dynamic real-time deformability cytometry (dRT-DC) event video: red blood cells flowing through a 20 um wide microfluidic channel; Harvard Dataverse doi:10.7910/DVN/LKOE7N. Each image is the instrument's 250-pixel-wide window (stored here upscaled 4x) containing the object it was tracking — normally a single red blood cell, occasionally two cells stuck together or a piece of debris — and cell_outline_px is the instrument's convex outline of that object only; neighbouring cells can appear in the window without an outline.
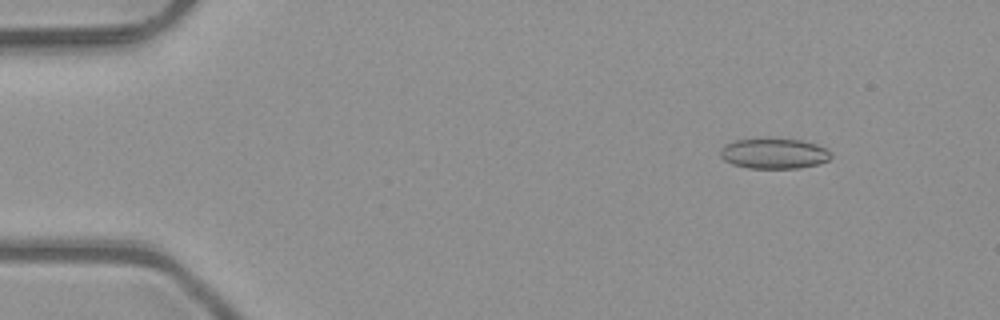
{"species": "common noctule bat (a hibernating species)", "species_latin": "Nyctalus noctula", "temperature_condition": "room temperature", "stored_images_in_passage": 6, "camera_frame_rate_fps": 3000, "um_per_image_px": 0.085, "animal": {"sex": "male", "body_mass_g": 23.1, "forearm_length_mm": 52.7}, "frame": {"image": 1, "passage_image": 2, "time_ms": 0.333, "image_size_px": [1000, 320], "cell_outline_px": [[832, 156], [828, 160], [820, 164], [800, 168], [748, 168], [732, 164], [724, 160], [720, 156], [720, 148], [724, 144], [736, 140], [768, 136], [800, 140], [816, 144], [824, 148]], "centroid_in_image_um": [65.74, 13.02], "position_along_channel_um": 19.3, "area_um2": 20.17}}
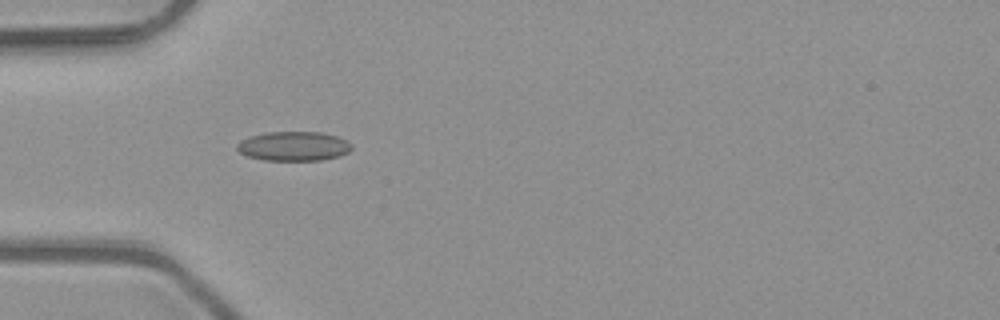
{"frame": {"image": 2, "passage_image": 5, "time_ms": 1.333, "image_size_px": [1000, 320], "cell_outline_px": [[352, 148], [348, 152], [340, 156], [320, 160], [264, 160], [248, 156], [240, 152], [236, 148], [236, 144], [240, 140], [252, 136], [268, 132], [320, 132], [336, 136], [348, 140], [352, 144]], "centroid_in_image_um": [24.98, 12.42], "position_along_channel_um": 60.0, "area_um2": 19.59}}
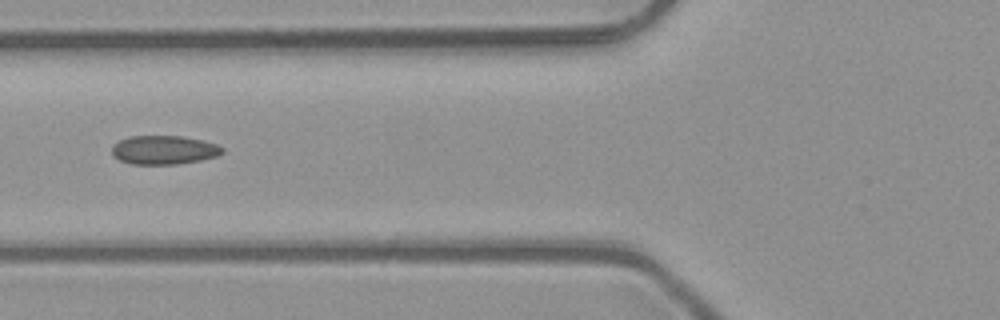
{"frame": {"image": 3, "passage_image": 6, "time_ms": 1.667, "image_size_px": [1000, 320], "cell_outline_px": [[224, 152], [216, 156], [200, 160], [176, 164], [132, 164], [120, 160], [112, 156], [112, 144], [128, 136], [180, 136], [204, 140], [216, 144], [224, 148]], "centroid_in_image_um": [13.92, 12.74], "position_along_channel_um": 111.9, "area_um2": 18.61}}